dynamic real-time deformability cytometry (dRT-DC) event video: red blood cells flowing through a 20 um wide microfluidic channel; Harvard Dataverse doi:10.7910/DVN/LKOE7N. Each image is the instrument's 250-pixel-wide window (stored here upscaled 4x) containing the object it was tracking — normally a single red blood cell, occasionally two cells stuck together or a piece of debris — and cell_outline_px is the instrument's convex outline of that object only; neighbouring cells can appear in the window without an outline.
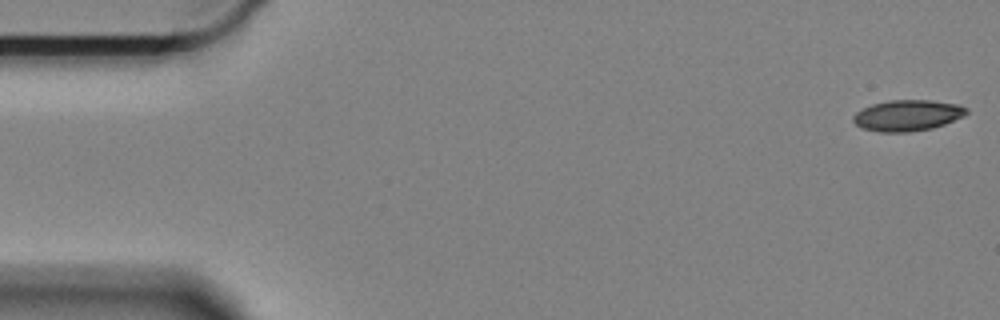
{"species": "Egyptian fruit bat (a non-hibernating species)", "species_latin": "Rousettus aegyptiacus", "temperature_condition": "cold", "stored_images_in_passage": 59, "camera_frame_rate_fps": 3000, "um_per_image_px": 0.085, "animal": {"sex": "female"}, "frame": {"image": 1, "passage_image": 1, "time_ms": 0.0, "image_size_px": [1000, 320], "cell_outline_px": [[968, 112], [964, 116], [944, 124], [932, 128], [908, 132], [880, 132], [864, 128], [856, 124], [852, 120], [852, 116], [856, 112], [872, 104], [892, 100], [928, 100], [960, 104], [968, 108]], "centroid_in_image_um": [77.16, 9.8], "position_along_channel_um": 7.8, "area_um2": 20.4}}
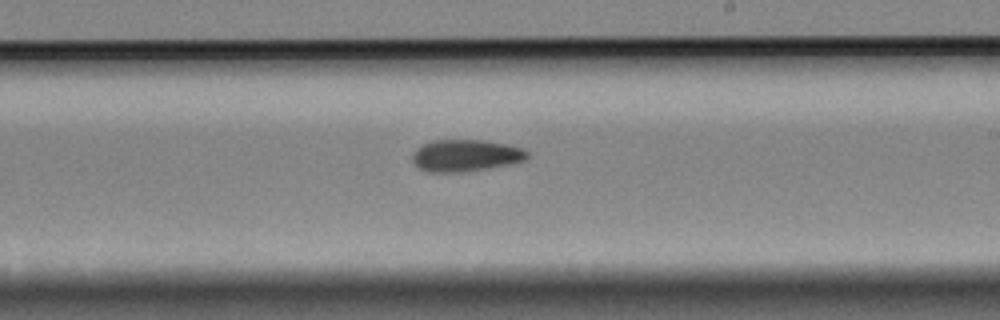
{"frame": {"image": 2, "passage_image": 34, "time_ms": 11.0, "image_size_px": [1000, 320], "cell_outline_px": [[528, 156], [524, 160], [512, 164], [464, 172], [428, 172], [420, 168], [412, 160], [412, 156], [416, 148], [424, 144], [436, 140], [484, 140], [524, 148], [528, 152]], "centroid_in_image_um": [39.59, 13.22], "position_along_channel_um": 249.4, "area_um2": 21.27}}
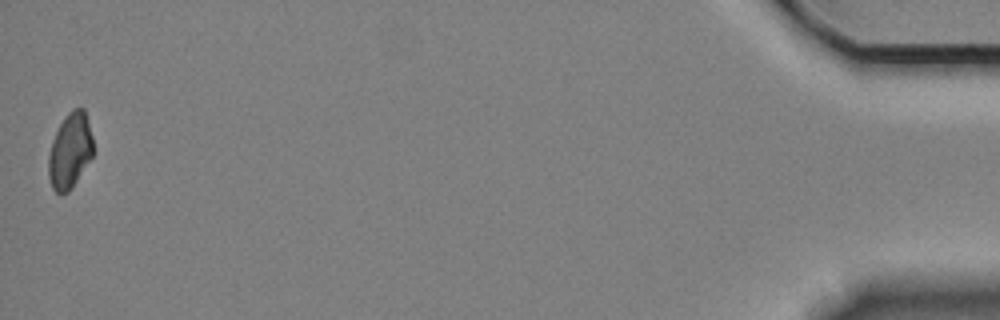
{"frame": {"image": 3, "passage_image": 59, "time_ms": 19.333, "image_size_px": [1000, 320], "cell_outline_px": [[92, 156], [68, 192], [60, 196], [52, 188], [48, 176], [48, 156], [52, 140], [60, 124], [68, 112], [72, 108], [84, 108], [92, 136]], "centroid_in_image_um": [5.92, 12.82], "position_along_channel_um": 429.3, "area_um2": 19.42}}